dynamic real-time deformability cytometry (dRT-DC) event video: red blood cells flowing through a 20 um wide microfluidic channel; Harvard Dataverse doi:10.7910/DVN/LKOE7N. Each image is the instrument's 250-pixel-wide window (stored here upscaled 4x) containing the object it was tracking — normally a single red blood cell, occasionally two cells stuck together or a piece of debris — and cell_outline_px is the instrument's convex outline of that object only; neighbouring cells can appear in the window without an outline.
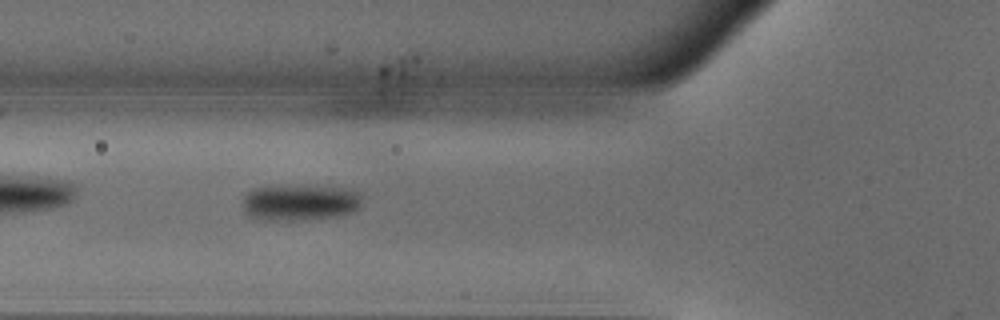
{"species": "common noctule bat (a hibernating species)", "species_latin": "Nyctalus noctula", "temperature_condition": "warm", "stored_images_in_passage": 37, "camera_frame_rate_fps": 3000, "um_per_image_px": 0.085, "animal": {"sex": "male", "body_mass_g": 18.8}, "frame": {"image": 1, "passage_image": 5, "time_ms": 1.333, "image_size_px": [1000, 320], "cell_outline_px": [[364, 196], [360, 208], [344, 216], [308, 220], [252, 220], [240, 208], [240, 200], [252, 188], [268, 184], [336, 184], [356, 188], [364, 192]], "centroid_in_image_um": [25.55, 17.14], "position_along_channel_um": 100.2, "area_um2": 28.03}}
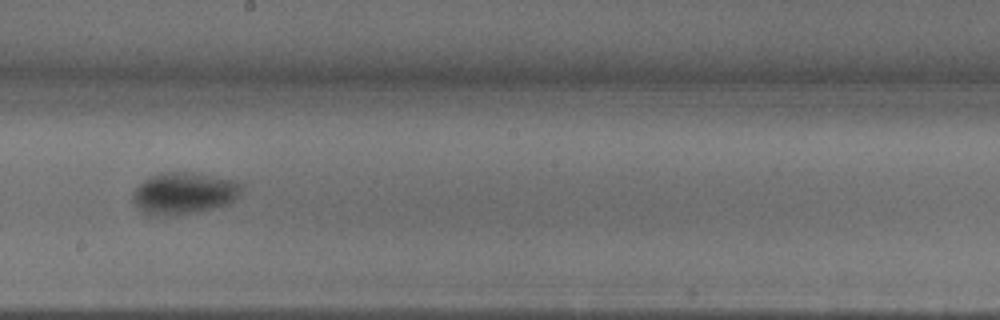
{"frame": {"image": 2, "passage_image": 15, "time_ms": 4.667, "image_size_px": [1000, 320], "cell_outline_px": [[244, 188], [236, 200], [228, 204], [196, 212], [176, 216], [148, 216], [132, 200], [132, 192], [148, 176], [160, 172], [200, 172], [244, 180]], "centroid_in_image_um": [15.73, 16.4], "position_along_channel_um": 232.5, "area_um2": 27.63}}
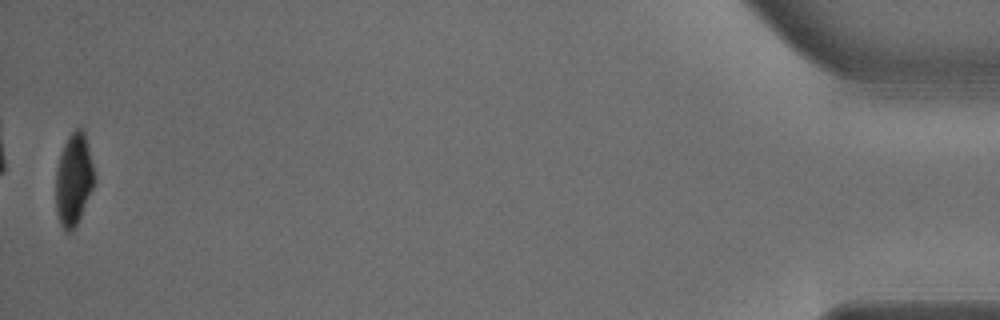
{"frame": {"image": 3, "passage_image": 37, "time_ms": 12.0, "image_size_px": [1000, 320], "cell_outline_px": [[96, 176], [92, 188], [80, 216], [72, 232], [64, 232], [60, 224], [56, 212], [56, 168], [64, 144], [68, 136], [76, 128], [84, 128]], "centroid_in_image_um": [6.26, 15.24], "position_along_channel_um": 428.9, "area_um2": 20.75}, "authors_computed_cell_mechanics": {"area_um2": 26.877, "velocity_mm_per_s": 3.963, "shape_relaxation_time_tau1_ms": 3.7843, "shape_relaxation_time_tau2_ms": 1.3171, "deformation_change_tau1": 0.1417, "deformation_change_tau2": 0.0414}}